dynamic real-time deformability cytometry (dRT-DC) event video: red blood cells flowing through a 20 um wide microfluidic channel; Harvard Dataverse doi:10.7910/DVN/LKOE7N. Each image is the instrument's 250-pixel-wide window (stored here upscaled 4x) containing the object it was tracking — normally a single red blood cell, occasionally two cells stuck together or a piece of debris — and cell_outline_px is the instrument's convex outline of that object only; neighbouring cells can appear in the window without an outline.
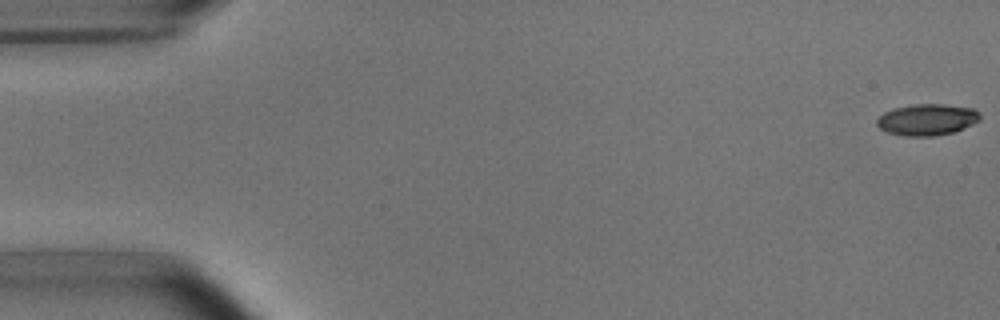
{"species": "common noctule bat (a hibernating species)", "species_latin": "Nyctalus noctula", "temperature_condition": "room temperature", "stored_images_in_passage": 4, "camera_frame_rate_fps": 3000, "um_per_image_px": 0.085, "animal": {"sex": "male", "body_mass_g": 15.6}, "frame": {"image": 1, "passage_image": 1, "time_ms": 0.0, "image_size_px": [1000, 320], "cell_outline_px": [[980, 120], [964, 128], [952, 132], [936, 136], [904, 136], [888, 132], [880, 128], [876, 124], [876, 120], [884, 112], [892, 108], [916, 104], [944, 104], [972, 108], [980, 112]], "centroid_in_image_um": [78.8, 10.16], "position_along_channel_um": 6.2, "area_um2": 18.9}}